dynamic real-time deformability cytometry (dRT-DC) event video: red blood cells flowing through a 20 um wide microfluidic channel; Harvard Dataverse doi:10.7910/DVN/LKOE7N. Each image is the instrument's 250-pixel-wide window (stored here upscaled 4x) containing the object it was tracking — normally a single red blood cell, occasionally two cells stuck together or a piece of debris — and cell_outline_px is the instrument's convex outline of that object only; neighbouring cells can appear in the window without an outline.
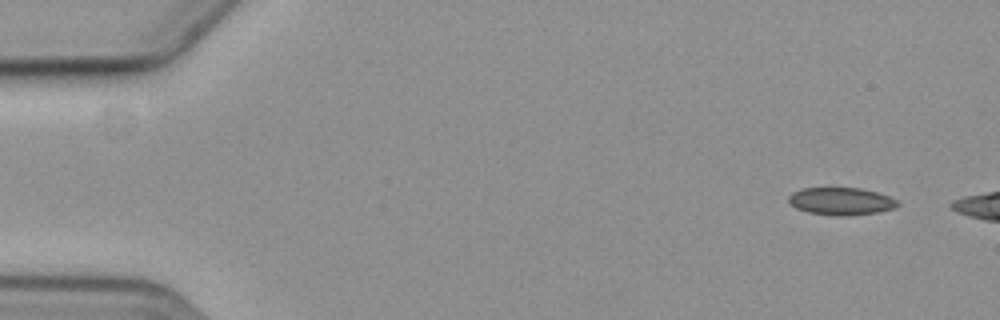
{"species": "common noctule bat (a hibernating species)", "species_latin": "Nyctalus noctula", "temperature_condition": "cold", "stored_images_in_passage": 4, "camera_frame_rate_fps": 3000, "um_per_image_px": 0.085, "animal": {"sex": "female", "body_mass_g": 19.3, "forearm_length_mm": 54.1}, "frame": {"image": 1, "passage_image": 1, "time_ms": 0.0, "image_size_px": [1000, 320], "cell_outline_px": [[900, 204], [896, 208], [876, 212], [848, 216], [832, 216], [808, 212], [796, 208], [788, 200], [788, 196], [792, 192], [800, 188], [860, 188], [876, 192], [888, 196], [896, 200]], "centroid_in_image_um": [71.47, 17.11], "position_along_channel_um": 13.5, "area_um2": 17.51}}